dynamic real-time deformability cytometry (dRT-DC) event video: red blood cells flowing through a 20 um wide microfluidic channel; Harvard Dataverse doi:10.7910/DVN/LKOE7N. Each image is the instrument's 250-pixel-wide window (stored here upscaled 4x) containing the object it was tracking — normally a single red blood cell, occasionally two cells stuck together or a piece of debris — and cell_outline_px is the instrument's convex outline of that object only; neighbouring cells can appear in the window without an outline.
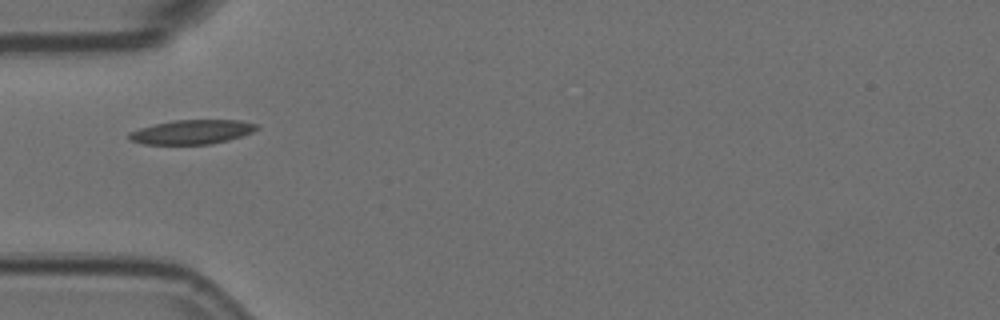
{"species": "Egyptian fruit bat (a non-hibernating species)", "species_latin": "Rousettus aegyptiacus", "temperature_condition": "room temperature", "stored_images_in_passage": 1, "camera_frame_rate_fps": 3000, "um_per_image_px": 0.085, "animal": {"sex": "female"}, "frame": {"image": 1, "passage_image": 1, "time_ms": 0.0, "image_size_px": [1000, 320], "cell_outline_px": [[260, 128], [252, 132], [228, 140], [212, 144], [144, 144], [128, 140], [128, 132], [140, 128], [172, 120], [240, 120], [260, 124]], "centroid_in_image_um": [16.33, 11.21], "position_along_channel_um": 68.7, "area_um2": 18.15}}